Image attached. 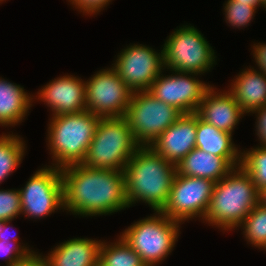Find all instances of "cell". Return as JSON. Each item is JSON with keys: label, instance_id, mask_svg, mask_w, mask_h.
<instances>
[{"label": "cell", "instance_id": "23", "mask_svg": "<svg viewBox=\"0 0 266 266\" xmlns=\"http://www.w3.org/2000/svg\"><path fill=\"white\" fill-rule=\"evenodd\" d=\"M99 266H146L141 257L118 235L113 242L103 240L99 249Z\"/></svg>", "mask_w": 266, "mask_h": 266}, {"label": "cell", "instance_id": "19", "mask_svg": "<svg viewBox=\"0 0 266 266\" xmlns=\"http://www.w3.org/2000/svg\"><path fill=\"white\" fill-rule=\"evenodd\" d=\"M33 96L20 84L0 77V126L14 128L24 122L35 104Z\"/></svg>", "mask_w": 266, "mask_h": 266}, {"label": "cell", "instance_id": "27", "mask_svg": "<svg viewBox=\"0 0 266 266\" xmlns=\"http://www.w3.org/2000/svg\"><path fill=\"white\" fill-rule=\"evenodd\" d=\"M27 245L28 243L24 242L0 240V259L6 264L3 266H16L30 255L37 253L33 247Z\"/></svg>", "mask_w": 266, "mask_h": 266}, {"label": "cell", "instance_id": "11", "mask_svg": "<svg viewBox=\"0 0 266 266\" xmlns=\"http://www.w3.org/2000/svg\"><path fill=\"white\" fill-rule=\"evenodd\" d=\"M215 182L206 178L184 176L176 173L170 196L161 211L170 219L184 224L195 219L203 222L208 210Z\"/></svg>", "mask_w": 266, "mask_h": 266}, {"label": "cell", "instance_id": "20", "mask_svg": "<svg viewBox=\"0 0 266 266\" xmlns=\"http://www.w3.org/2000/svg\"><path fill=\"white\" fill-rule=\"evenodd\" d=\"M234 167L226 157L194 148L176 165V171L184 176L206 178L216 183Z\"/></svg>", "mask_w": 266, "mask_h": 266}, {"label": "cell", "instance_id": "5", "mask_svg": "<svg viewBox=\"0 0 266 266\" xmlns=\"http://www.w3.org/2000/svg\"><path fill=\"white\" fill-rule=\"evenodd\" d=\"M120 233L146 266H159L175 249L182 223L161 211L139 219Z\"/></svg>", "mask_w": 266, "mask_h": 266}, {"label": "cell", "instance_id": "18", "mask_svg": "<svg viewBox=\"0 0 266 266\" xmlns=\"http://www.w3.org/2000/svg\"><path fill=\"white\" fill-rule=\"evenodd\" d=\"M227 89L247 115L266 105V75L249 65L231 80Z\"/></svg>", "mask_w": 266, "mask_h": 266}, {"label": "cell", "instance_id": "13", "mask_svg": "<svg viewBox=\"0 0 266 266\" xmlns=\"http://www.w3.org/2000/svg\"><path fill=\"white\" fill-rule=\"evenodd\" d=\"M168 70L171 74H164ZM199 77L202 75L164 69L148 92L166 104L174 106L182 114L196 113L205 93L212 86Z\"/></svg>", "mask_w": 266, "mask_h": 266}, {"label": "cell", "instance_id": "7", "mask_svg": "<svg viewBox=\"0 0 266 266\" xmlns=\"http://www.w3.org/2000/svg\"><path fill=\"white\" fill-rule=\"evenodd\" d=\"M162 47L165 69L205 75L217 64L215 50L201 31L190 23L174 29Z\"/></svg>", "mask_w": 266, "mask_h": 266}, {"label": "cell", "instance_id": "1", "mask_svg": "<svg viewBox=\"0 0 266 266\" xmlns=\"http://www.w3.org/2000/svg\"><path fill=\"white\" fill-rule=\"evenodd\" d=\"M64 211L80 217L113 215L129 208L123 171L73 164L61 168Z\"/></svg>", "mask_w": 266, "mask_h": 266}, {"label": "cell", "instance_id": "30", "mask_svg": "<svg viewBox=\"0 0 266 266\" xmlns=\"http://www.w3.org/2000/svg\"><path fill=\"white\" fill-rule=\"evenodd\" d=\"M253 114L256 116L254 131L259 141L257 146L266 147V105L253 110L248 116Z\"/></svg>", "mask_w": 266, "mask_h": 266}, {"label": "cell", "instance_id": "15", "mask_svg": "<svg viewBox=\"0 0 266 266\" xmlns=\"http://www.w3.org/2000/svg\"><path fill=\"white\" fill-rule=\"evenodd\" d=\"M197 114H182L150 146L164 159L177 165L196 148Z\"/></svg>", "mask_w": 266, "mask_h": 266}, {"label": "cell", "instance_id": "31", "mask_svg": "<svg viewBox=\"0 0 266 266\" xmlns=\"http://www.w3.org/2000/svg\"><path fill=\"white\" fill-rule=\"evenodd\" d=\"M253 43L254 44L251 45L252 49L250 50H252L251 55H253V61L256 63L255 70L260 71L266 75V43Z\"/></svg>", "mask_w": 266, "mask_h": 266}, {"label": "cell", "instance_id": "21", "mask_svg": "<svg viewBox=\"0 0 266 266\" xmlns=\"http://www.w3.org/2000/svg\"><path fill=\"white\" fill-rule=\"evenodd\" d=\"M196 148L219 157H226L235 167L240 166L241 148L233 134L217 129L197 115Z\"/></svg>", "mask_w": 266, "mask_h": 266}, {"label": "cell", "instance_id": "34", "mask_svg": "<svg viewBox=\"0 0 266 266\" xmlns=\"http://www.w3.org/2000/svg\"><path fill=\"white\" fill-rule=\"evenodd\" d=\"M226 1H237L238 3L247 4L251 7H254L257 11L259 7H262L266 11V8L263 6L260 0H226Z\"/></svg>", "mask_w": 266, "mask_h": 266}, {"label": "cell", "instance_id": "6", "mask_svg": "<svg viewBox=\"0 0 266 266\" xmlns=\"http://www.w3.org/2000/svg\"><path fill=\"white\" fill-rule=\"evenodd\" d=\"M140 145L125 117L100 118L82 165L124 171Z\"/></svg>", "mask_w": 266, "mask_h": 266}, {"label": "cell", "instance_id": "14", "mask_svg": "<svg viewBox=\"0 0 266 266\" xmlns=\"http://www.w3.org/2000/svg\"><path fill=\"white\" fill-rule=\"evenodd\" d=\"M36 94L33 101L44 102L52 113L50 116L87 111L86 82L79 76L61 75L41 86Z\"/></svg>", "mask_w": 266, "mask_h": 266}, {"label": "cell", "instance_id": "37", "mask_svg": "<svg viewBox=\"0 0 266 266\" xmlns=\"http://www.w3.org/2000/svg\"><path fill=\"white\" fill-rule=\"evenodd\" d=\"M263 6L266 8V0H260Z\"/></svg>", "mask_w": 266, "mask_h": 266}, {"label": "cell", "instance_id": "33", "mask_svg": "<svg viewBox=\"0 0 266 266\" xmlns=\"http://www.w3.org/2000/svg\"><path fill=\"white\" fill-rule=\"evenodd\" d=\"M12 221L13 220L3 221V231L0 233V240L22 242L21 238H19V236L16 233L13 235L11 233L9 234L10 230H14L12 224H10L12 223Z\"/></svg>", "mask_w": 266, "mask_h": 266}, {"label": "cell", "instance_id": "22", "mask_svg": "<svg viewBox=\"0 0 266 266\" xmlns=\"http://www.w3.org/2000/svg\"><path fill=\"white\" fill-rule=\"evenodd\" d=\"M10 132L0 135V185L19 168L27 150L24 138Z\"/></svg>", "mask_w": 266, "mask_h": 266}, {"label": "cell", "instance_id": "10", "mask_svg": "<svg viewBox=\"0 0 266 266\" xmlns=\"http://www.w3.org/2000/svg\"><path fill=\"white\" fill-rule=\"evenodd\" d=\"M86 82V108L100 118L125 117L133 91L110 66L96 71Z\"/></svg>", "mask_w": 266, "mask_h": 266}, {"label": "cell", "instance_id": "3", "mask_svg": "<svg viewBox=\"0 0 266 266\" xmlns=\"http://www.w3.org/2000/svg\"><path fill=\"white\" fill-rule=\"evenodd\" d=\"M258 202L259 191L249 174L241 166L234 167L214 184L203 223L228 233L237 229Z\"/></svg>", "mask_w": 266, "mask_h": 266}, {"label": "cell", "instance_id": "17", "mask_svg": "<svg viewBox=\"0 0 266 266\" xmlns=\"http://www.w3.org/2000/svg\"><path fill=\"white\" fill-rule=\"evenodd\" d=\"M103 240L87 237L59 242L47 255L50 266H99V249Z\"/></svg>", "mask_w": 266, "mask_h": 266}, {"label": "cell", "instance_id": "4", "mask_svg": "<svg viewBox=\"0 0 266 266\" xmlns=\"http://www.w3.org/2000/svg\"><path fill=\"white\" fill-rule=\"evenodd\" d=\"M99 119L90 111L50 116L46 134L47 150L52 159L50 166L63 168L81 164Z\"/></svg>", "mask_w": 266, "mask_h": 266}, {"label": "cell", "instance_id": "26", "mask_svg": "<svg viewBox=\"0 0 266 266\" xmlns=\"http://www.w3.org/2000/svg\"><path fill=\"white\" fill-rule=\"evenodd\" d=\"M223 14L228 26L237 29H243L253 22L255 13L258 12L254 7L237 1H225L223 3Z\"/></svg>", "mask_w": 266, "mask_h": 266}, {"label": "cell", "instance_id": "28", "mask_svg": "<svg viewBox=\"0 0 266 266\" xmlns=\"http://www.w3.org/2000/svg\"><path fill=\"white\" fill-rule=\"evenodd\" d=\"M22 215L19 188L0 189V220H15Z\"/></svg>", "mask_w": 266, "mask_h": 266}, {"label": "cell", "instance_id": "2", "mask_svg": "<svg viewBox=\"0 0 266 266\" xmlns=\"http://www.w3.org/2000/svg\"><path fill=\"white\" fill-rule=\"evenodd\" d=\"M123 172L129 208L142 202L153 212L163 210L177 173L176 165L151 146H139Z\"/></svg>", "mask_w": 266, "mask_h": 266}, {"label": "cell", "instance_id": "16", "mask_svg": "<svg viewBox=\"0 0 266 266\" xmlns=\"http://www.w3.org/2000/svg\"><path fill=\"white\" fill-rule=\"evenodd\" d=\"M196 114L217 129L233 134L245 113L226 89L212 86L205 93Z\"/></svg>", "mask_w": 266, "mask_h": 266}, {"label": "cell", "instance_id": "32", "mask_svg": "<svg viewBox=\"0 0 266 266\" xmlns=\"http://www.w3.org/2000/svg\"><path fill=\"white\" fill-rule=\"evenodd\" d=\"M16 266H50L42 253L38 252L30 255L27 259L18 263Z\"/></svg>", "mask_w": 266, "mask_h": 266}, {"label": "cell", "instance_id": "25", "mask_svg": "<svg viewBox=\"0 0 266 266\" xmlns=\"http://www.w3.org/2000/svg\"><path fill=\"white\" fill-rule=\"evenodd\" d=\"M240 166L249 174L258 191L266 187V147L241 149Z\"/></svg>", "mask_w": 266, "mask_h": 266}, {"label": "cell", "instance_id": "24", "mask_svg": "<svg viewBox=\"0 0 266 266\" xmlns=\"http://www.w3.org/2000/svg\"><path fill=\"white\" fill-rule=\"evenodd\" d=\"M239 228L247 244L262 250L266 245V206L258 202L236 230Z\"/></svg>", "mask_w": 266, "mask_h": 266}, {"label": "cell", "instance_id": "8", "mask_svg": "<svg viewBox=\"0 0 266 266\" xmlns=\"http://www.w3.org/2000/svg\"><path fill=\"white\" fill-rule=\"evenodd\" d=\"M182 115L174 106L155 98L148 91L133 93L125 115L135 141L150 146Z\"/></svg>", "mask_w": 266, "mask_h": 266}, {"label": "cell", "instance_id": "35", "mask_svg": "<svg viewBox=\"0 0 266 266\" xmlns=\"http://www.w3.org/2000/svg\"><path fill=\"white\" fill-rule=\"evenodd\" d=\"M259 202L266 206V187L259 191Z\"/></svg>", "mask_w": 266, "mask_h": 266}, {"label": "cell", "instance_id": "12", "mask_svg": "<svg viewBox=\"0 0 266 266\" xmlns=\"http://www.w3.org/2000/svg\"><path fill=\"white\" fill-rule=\"evenodd\" d=\"M111 66L133 91H148L164 71L163 47L155 50L149 45L130 43L124 47Z\"/></svg>", "mask_w": 266, "mask_h": 266}, {"label": "cell", "instance_id": "9", "mask_svg": "<svg viewBox=\"0 0 266 266\" xmlns=\"http://www.w3.org/2000/svg\"><path fill=\"white\" fill-rule=\"evenodd\" d=\"M19 192L22 216L27 219L39 220L58 210L64 212L61 168L46 164L30 176Z\"/></svg>", "mask_w": 266, "mask_h": 266}, {"label": "cell", "instance_id": "29", "mask_svg": "<svg viewBox=\"0 0 266 266\" xmlns=\"http://www.w3.org/2000/svg\"><path fill=\"white\" fill-rule=\"evenodd\" d=\"M83 16H95L105 10L113 0H67Z\"/></svg>", "mask_w": 266, "mask_h": 266}, {"label": "cell", "instance_id": "36", "mask_svg": "<svg viewBox=\"0 0 266 266\" xmlns=\"http://www.w3.org/2000/svg\"><path fill=\"white\" fill-rule=\"evenodd\" d=\"M3 231V220H0V233Z\"/></svg>", "mask_w": 266, "mask_h": 266}]
</instances>
